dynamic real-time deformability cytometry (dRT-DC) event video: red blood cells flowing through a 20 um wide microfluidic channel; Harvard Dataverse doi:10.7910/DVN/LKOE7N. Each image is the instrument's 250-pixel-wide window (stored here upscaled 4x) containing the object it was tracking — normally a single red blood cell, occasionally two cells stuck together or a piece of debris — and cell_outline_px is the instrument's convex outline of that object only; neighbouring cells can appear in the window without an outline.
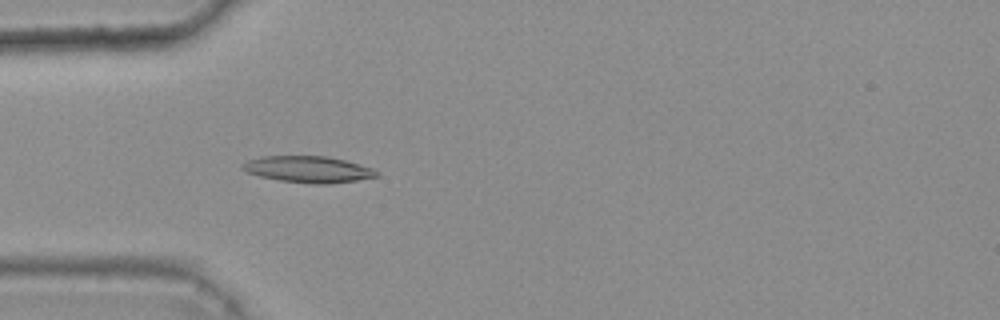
{"species": "common noctule bat (a hibernating species)", "species_latin": "Nyctalus noctula", "temperature_condition": "warm", "stored_images_in_passage": 47, "camera_frame_rate_fps": 3000, "um_per_image_px": 0.085, "animal": {"sex": "female", "body_mass_g": 25.1}, "frame": {"image": 1, "passage_image": 16, "time_ms": 5.0, "image_size_px": [1000, 320], "cell_outline_px": [[380, 176], [356, 180], [328, 184], [312, 184], [280, 180], [260, 176], [248, 172], [240, 168], [240, 164], [248, 160], [264, 156], [324, 156], [344, 160], [372, 168], [380, 172]], "centroid_in_image_um": [26.2, 14.39], "position_along_channel_um": 58.8, "area_um2": 20.58}}
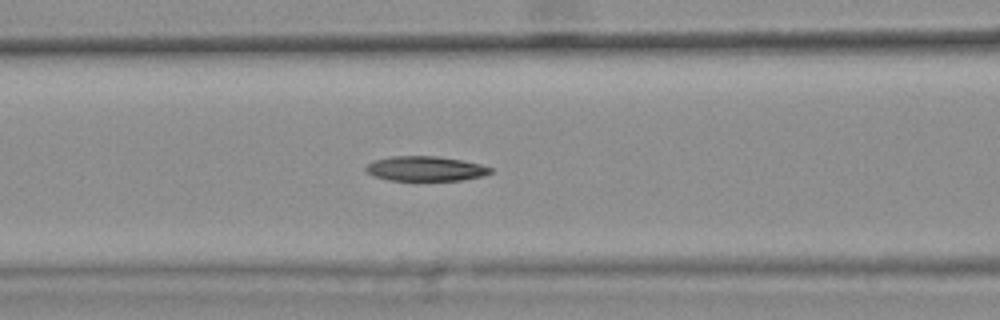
{"frame": {"image": 2, "passage_image": 22, "time_ms": 7.0, "image_size_px": [1000, 320], "cell_outline_px": [[492, 172], [484, 176], [460, 180], [388, 180], [372, 176], [364, 168], [372, 160], [392, 156], [436, 156], [460, 160], [480, 164], [492, 168]], "centroid_in_image_um": [36.13, 14.33], "position_along_channel_um": 130.5, "area_um2": 17.98}}
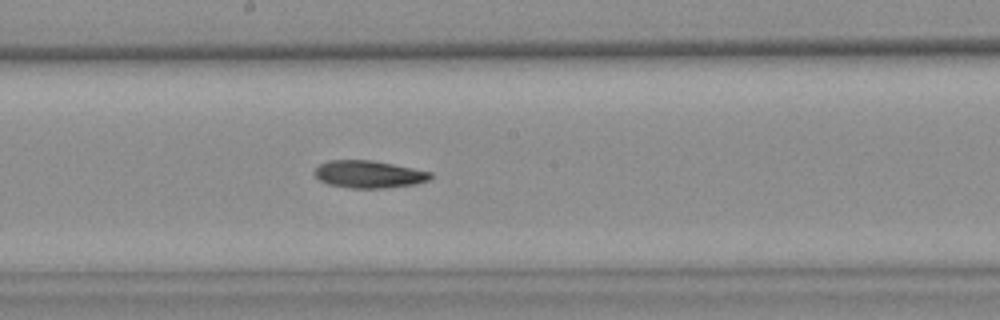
{"frame": {"image": 3, "passage_image": 29, "time_ms": 9.333, "image_size_px": [1000, 320], "cell_outline_px": [[432, 176], [428, 180], [416, 184], [384, 188], [352, 188], [328, 184], [320, 180], [312, 172], [320, 164], [328, 160], [372, 160], [432, 172]], "centroid_in_image_um": [31.33, 14.81], "position_along_channel_um": 216.9, "area_um2": 18.44}, "authors_computed_cell_mechanics": {"area_um2": 18.8428, "velocity_mm_per_s": 3.7192, "shape_relaxation_time_tau1_ms": null, "shape_relaxation_time_tau2_ms": 9.9505, "deformation_change_tau1": null, "deformation_change_tau2": 0.1929}}